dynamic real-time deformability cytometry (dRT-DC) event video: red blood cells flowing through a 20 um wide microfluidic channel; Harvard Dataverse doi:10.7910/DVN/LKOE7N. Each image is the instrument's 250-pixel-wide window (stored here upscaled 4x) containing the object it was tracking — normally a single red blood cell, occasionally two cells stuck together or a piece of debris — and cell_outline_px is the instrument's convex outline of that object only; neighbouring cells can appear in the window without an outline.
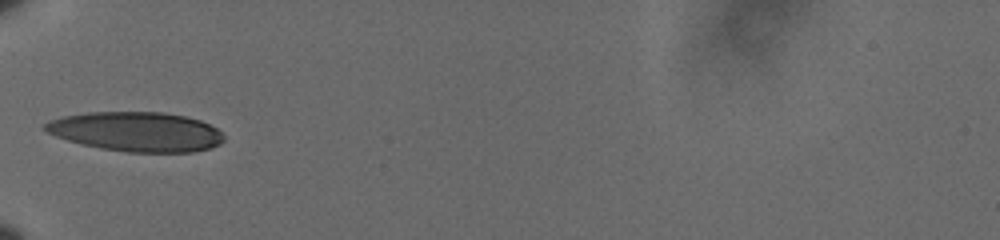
{"species": "human", "species_latin": "Homo sapiens", "temperature_condition": "cold", "stored_images_in_passage": 37, "camera_frame_rate_fps": 3000, "um_per_image_px": 0.085, "donor": {"sex": "male"}, "frame": {"image": 1, "passage_image": 1, "time_ms": 0.0, "image_size_px": [1000, 240], "cell_outline_px": [[224, 140], [220, 144], [212, 148], [192, 152], [128, 152], [100, 148], [68, 140], [56, 136], [40, 128], [48, 120], [64, 116], [88, 112], [160, 112], [184, 116], [200, 120], [216, 128], [224, 136]], "centroid_in_image_um": [11.58, 11.19], "position_along_channel_um": 73.4, "area_um2": 41.15}}
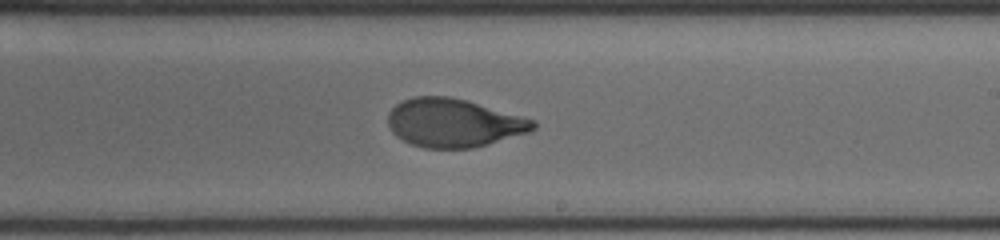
{"frame": {"image": 2, "passage_image": 16, "time_ms": 5.0, "image_size_px": [1000, 240], "cell_outline_px": [[536, 128], [528, 132], [488, 144], [472, 148], [424, 148], [412, 144], [396, 136], [392, 132], [388, 124], [388, 112], [396, 104], [412, 96], [448, 96], [464, 100], [536, 120]], "centroid_in_image_um": [38.54, 10.45], "position_along_channel_um": 250.5, "area_um2": 40.69}}
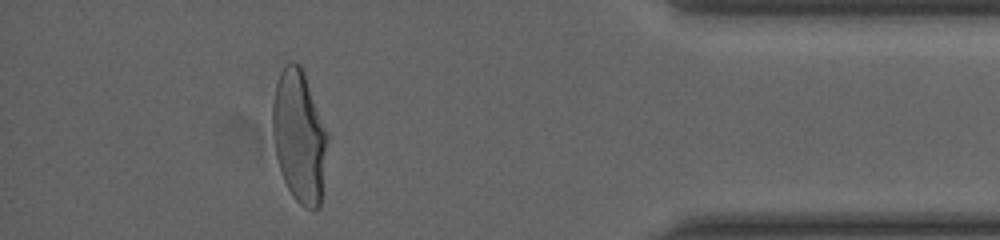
{"frame": {"image": 3, "passage_image": 32, "time_ms": 10.333, "image_size_px": [1000, 240], "cell_outline_px": [[328, 136], [320, 208], [312, 212], [304, 208], [292, 196], [284, 180], [276, 156], [272, 132], [272, 104], [276, 84], [280, 72], [284, 64], [292, 60], [300, 64], [304, 72], [328, 132]], "centroid_in_image_um": [25.44, 11.59], "position_along_channel_um": 409.8, "area_um2": 42.71}, "authors_computed_cell_mechanics": {"area_um2": 41.7894, "velocity_mm_per_s": 3.6, "shape_relaxation_time_tau1_ms": 4.1174, "shape_relaxation_time_tau2_ms": 0.7129, "deformation_change_tau1": 0.1868, "deformation_change_tau2": 0.0546}}